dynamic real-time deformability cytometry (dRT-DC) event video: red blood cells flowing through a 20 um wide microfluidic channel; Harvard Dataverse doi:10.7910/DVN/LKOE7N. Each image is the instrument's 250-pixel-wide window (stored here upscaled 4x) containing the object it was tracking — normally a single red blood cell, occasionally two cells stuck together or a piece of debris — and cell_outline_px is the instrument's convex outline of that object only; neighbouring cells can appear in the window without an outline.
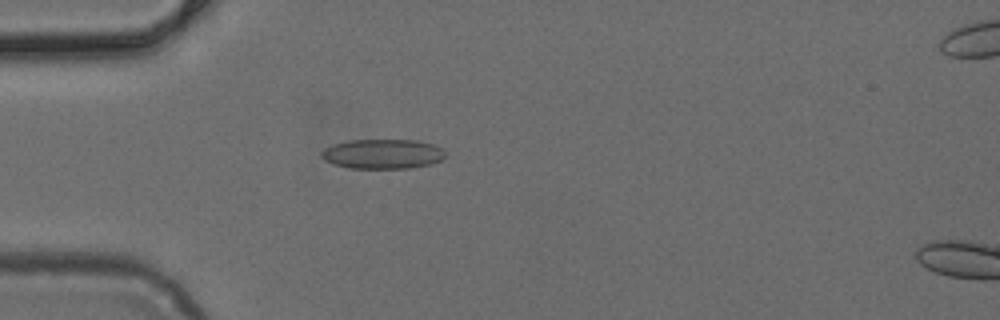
{"species": "common noctule bat (a hibernating species)", "species_latin": "Nyctalus noctula", "temperature_condition": "cold", "stored_images_in_passage": 49, "camera_frame_rate_fps": 3000, "um_per_image_px": 0.085, "animal": {"sex": "female", "body_mass_g": 24.6, "forearm_length_mm": 56.2}, "frame": {"image": 1, "passage_image": 14, "time_ms": 4.333, "image_size_px": [1000, 320], "cell_outline_px": [[444, 156], [440, 160], [432, 164], [412, 168], [352, 168], [332, 164], [324, 160], [320, 156], [320, 152], [324, 148], [332, 144], [348, 140], [420, 140], [444, 148]], "centroid_in_image_um": [32.51, 13.08], "position_along_channel_um": 52.5, "area_um2": 21.68}}
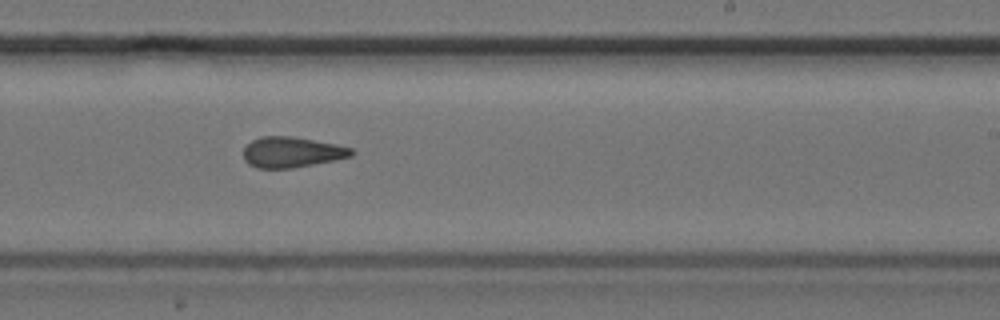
{"frame": {"image": 2, "passage_image": 30, "time_ms": 9.667, "image_size_px": [1000, 320], "cell_outline_px": [[356, 152], [352, 156], [292, 168], [256, 168], [248, 164], [244, 160], [244, 148], [252, 140], [264, 136], [292, 136], [336, 144], [352, 148]], "centroid_in_image_um": [24.8, 12.93], "position_along_channel_um": 264.2, "area_um2": 19.13}}
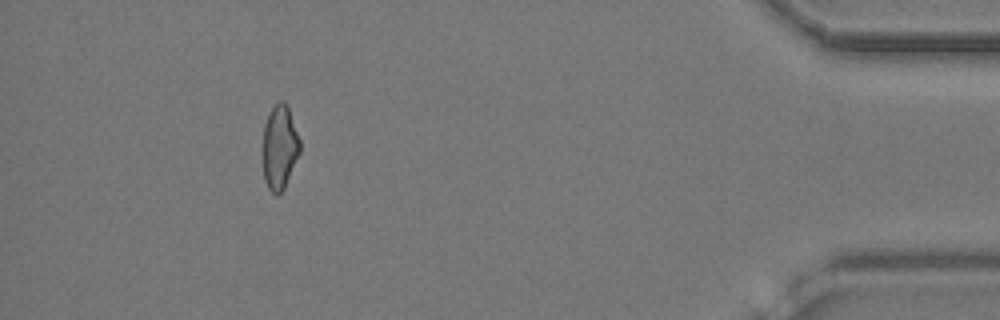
{"frame": {"image": 3, "passage_image": 45, "time_ms": 14.667, "image_size_px": [1000, 320], "cell_outline_px": [[300, 152], [284, 188], [276, 196], [268, 188], [264, 180], [264, 124], [268, 112], [280, 100], [284, 100], [288, 108], [300, 140]], "centroid_in_image_um": [23.77, 12.51], "position_along_channel_um": 411.4, "area_um2": 17.92}}